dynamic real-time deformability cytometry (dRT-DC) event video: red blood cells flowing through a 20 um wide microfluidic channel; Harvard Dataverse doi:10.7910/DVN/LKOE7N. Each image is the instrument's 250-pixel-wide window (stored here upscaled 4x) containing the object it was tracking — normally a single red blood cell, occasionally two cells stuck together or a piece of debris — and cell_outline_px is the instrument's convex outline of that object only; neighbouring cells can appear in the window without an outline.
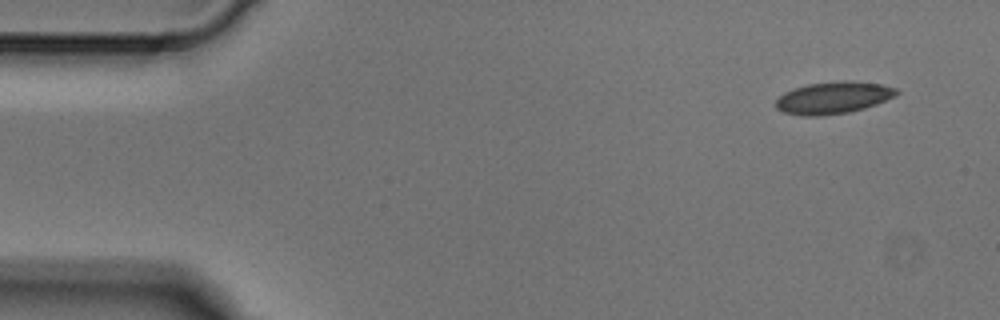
{"species": "Egyptian fruit bat (a non-hibernating species)", "species_latin": "Rousettus aegyptiacus", "temperature_condition": "cold", "stored_images_in_passage": 4, "camera_frame_rate_fps": 3000, "um_per_image_px": 0.085, "animal": {"sex": "male"}, "frame": {"image": 1, "passage_image": 1, "time_ms": 0.0, "image_size_px": [1000, 320], "cell_outline_px": [[900, 92], [896, 96], [876, 104], [864, 108], [848, 112], [820, 116], [804, 116], [784, 112], [776, 108], [776, 100], [784, 92], [808, 84], [844, 80], [880, 84], [896, 88]], "centroid_in_image_um": [70.84, 8.31], "position_along_channel_um": 14.2, "area_um2": 22.37}}
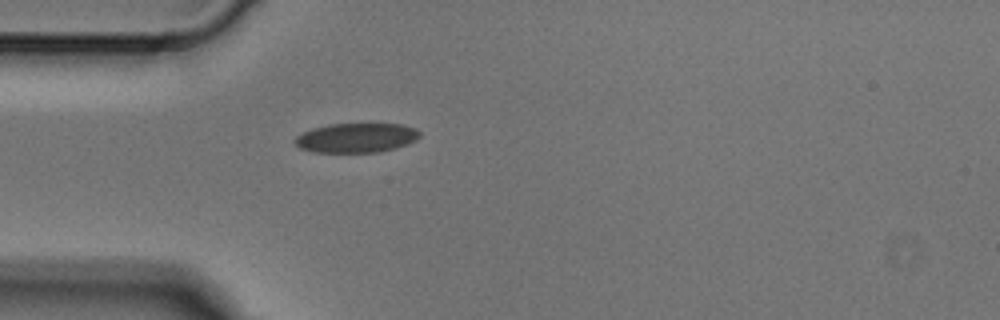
{"frame": {"image": 2, "passage_image": 4, "time_ms": 1.0, "image_size_px": [1000, 320], "cell_outline_px": [[420, 136], [416, 140], [408, 144], [396, 148], [376, 152], [312, 152], [300, 148], [292, 140], [296, 136], [312, 128], [328, 124], [400, 124], [416, 128], [420, 132]], "centroid_in_image_um": [30.28, 11.71], "position_along_channel_um": 54.7, "area_um2": 21.5}}